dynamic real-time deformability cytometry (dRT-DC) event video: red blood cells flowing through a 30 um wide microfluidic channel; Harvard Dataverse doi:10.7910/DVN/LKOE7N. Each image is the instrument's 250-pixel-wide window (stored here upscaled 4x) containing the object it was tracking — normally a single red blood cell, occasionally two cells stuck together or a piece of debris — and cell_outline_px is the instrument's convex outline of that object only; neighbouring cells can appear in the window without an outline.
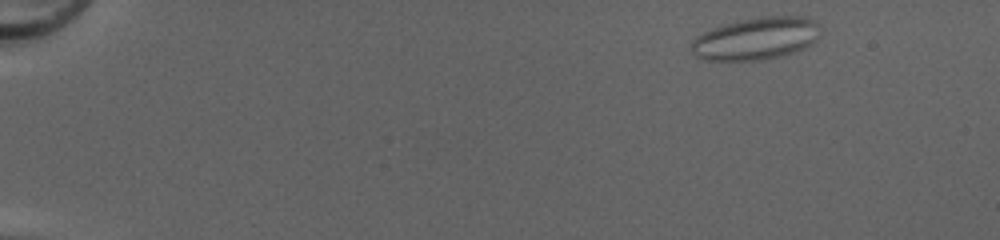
{"species": "common noctule bat (a hibernating species)", "species_latin": "Nyctalus noctula", "temperature_condition": "cold", "stored_images_in_passage": 49, "camera_frame_rate_fps": 3000, "um_per_image_px": 0.085, "animal": {"sex": "female", "body_mass_g": 20.0, "forearm_length_mm": 54.0}, "frame": {"image": 1, "passage_image": 2, "time_ms": 0.333, "image_size_px": [1000, 240], "cell_outline_px": [[816, 24], [812, 40], [808, 44], [800, 48], [780, 56], [764, 60], [708, 60], [696, 56], [692, 52], [692, 44], [704, 32], [728, 24], [744, 20], [764, 16], [800, 16], [812, 20]], "centroid_in_image_um": [64.19, 3.29], "position_along_channel_um": 20.8, "area_um2": 30.23}}
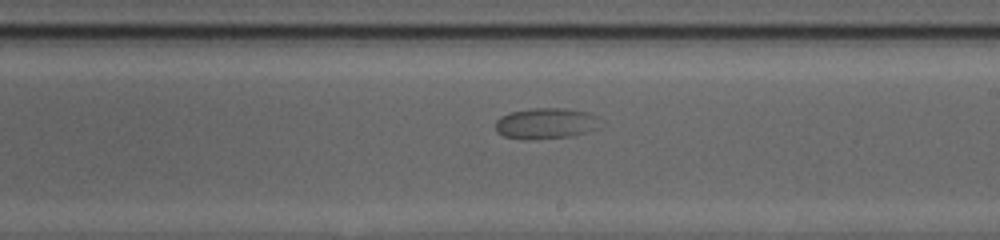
{"frame": {"image": 2, "passage_image": 29, "time_ms": 9.333, "image_size_px": [1000, 240], "cell_outline_px": [[600, 128], [568, 136], [528, 140], [524, 140], [504, 136], [496, 132], [496, 120], [500, 116], [508, 112], [532, 108], [560, 108], [588, 112], [596, 116]], "centroid_in_image_um": [46.33, 10.49], "position_along_channel_um": 242.7, "area_um2": 18.84}}
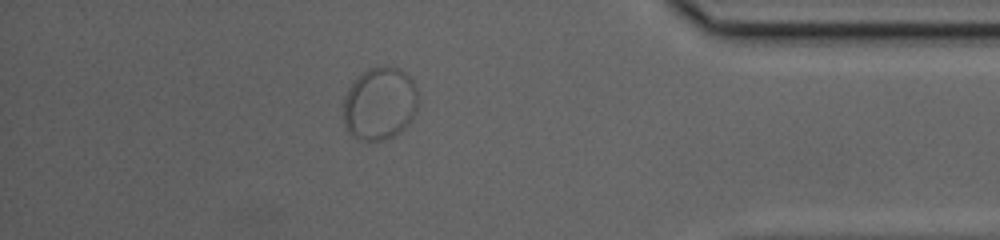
{"frame": {"image": 3, "passage_image": 43, "time_ms": 14.0, "image_size_px": [1000, 240], "cell_outline_px": [[416, 112], [408, 124], [400, 132], [384, 140], [360, 140], [352, 136], [348, 132], [344, 124], [344, 96], [348, 88], [364, 72], [372, 68], [400, 68], [412, 80], [416, 88]], "centroid_in_image_um": [32.26, 8.85], "position_along_channel_um": 402.9, "area_um2": 31.21}}